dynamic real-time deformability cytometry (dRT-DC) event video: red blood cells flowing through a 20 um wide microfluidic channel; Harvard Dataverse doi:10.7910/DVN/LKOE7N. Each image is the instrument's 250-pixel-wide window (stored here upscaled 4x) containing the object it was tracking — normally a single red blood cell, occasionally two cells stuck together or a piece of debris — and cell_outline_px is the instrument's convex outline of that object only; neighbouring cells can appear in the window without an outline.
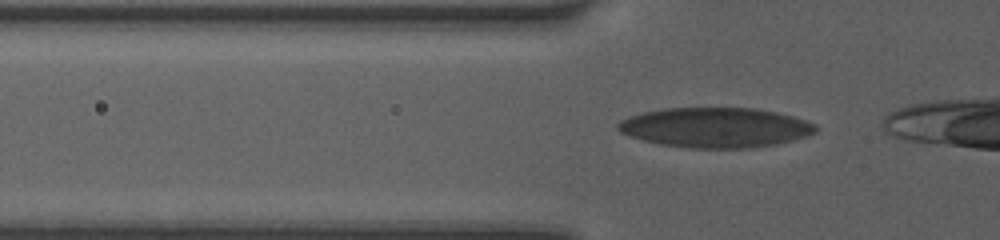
{"species": "human", "species_latin": "Homo sapiens", "temperature_condition": "room temperature", "stored_images_in_passage": 29, "camera_frame_rate_fps": 3000, "um_per_image_px": 0.085, "donor": {"sex": "female"}, "frame": {"image": 1, "passage_image": 2, "time_ms": 0.333, "image_size_px": [1000, 240], "cell_outline_px": [[816, 132], [792, 140], [776, 144], [748, 148], [688, 148], [660, 144], [644, 140], [620, 132], [616, 128], [616, 124], [620, 120], [628, 116], [644, 112], [664, 108], [756, 108], [776, 112], [792, 116], [816, 124]], "centroid_in_image_um": [60.78, 10.83], "position_along_channel_um": 65.0, "area_um2": 45.89}}
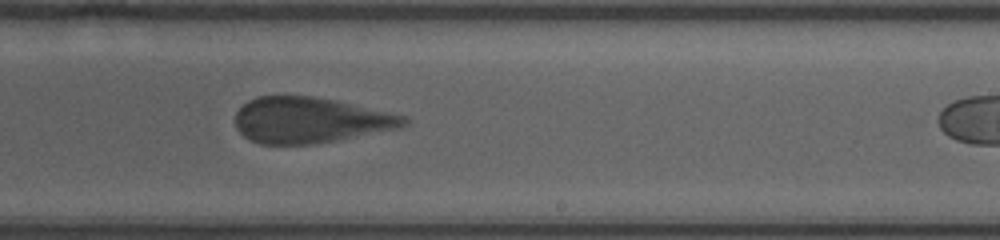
{"frame": {"image": 2, "passage_image": 17, "time_ms": 5.333, "image_size_px": [1000, 240], "cell_outline_px": [[408, 124], [400, 128], [340, 140], [312, 144], [260, 144], [244, 136], [236, 128], [236, 112], [248, 100], [256, 96], [312, 96], [332, 100], [404, 116], [408, 120]], "centroid_in_image_um": [26.33, 10.23], "position_along_channel_um": 262.7, "area_um2": 44.56}}
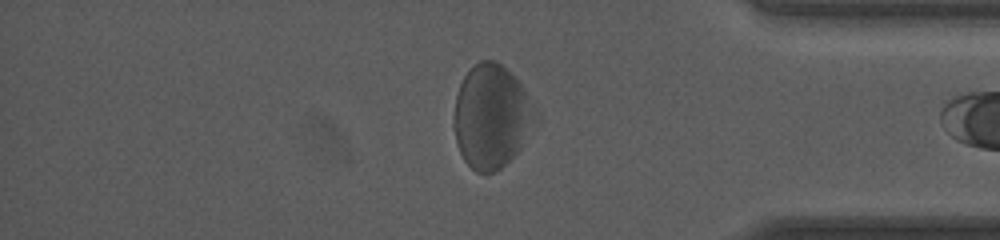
{"frame": {"image": 3, "passage_image": 28, "time_ms": 9.0, "image_size_px": [1000, 240], "cell_outline_px": [[528, 120], [520, 148], [496, 172], [476, 172], [464, 160], [460, 152], [456, 140], [452, 124], [456, 96], [460, 84], [464, 76], [472, 64], [480, 60], [492, 60], [500, 64], [520, 84], [524, 92], [528, 116]], "centroid_in_image_um": [41.58, 9.89], "position_along_channel_um": 393.6, "area_um2": 46.53}}